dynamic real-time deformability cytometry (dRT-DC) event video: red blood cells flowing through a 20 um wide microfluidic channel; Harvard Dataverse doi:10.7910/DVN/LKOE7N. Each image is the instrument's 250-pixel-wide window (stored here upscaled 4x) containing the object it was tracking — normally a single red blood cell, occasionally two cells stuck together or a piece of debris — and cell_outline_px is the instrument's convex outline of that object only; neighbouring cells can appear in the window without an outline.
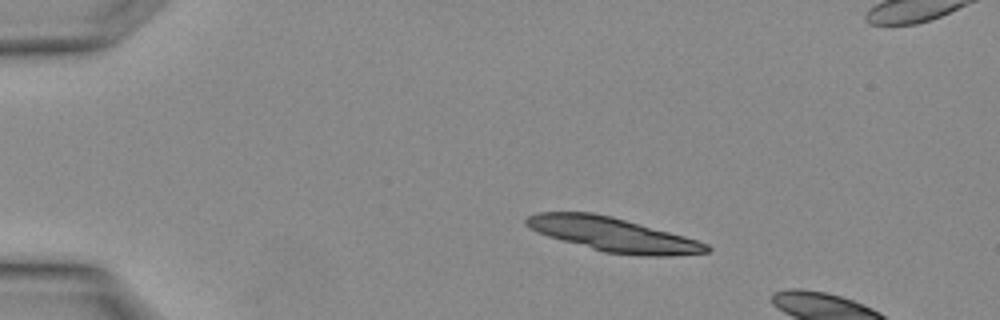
{"species": "Egyptian fruit bat (a non-hibernating species)", "species_latin": "Rousettus aegyptiacus", "temperature_condition": "warm", "stored_images_in_passage": 3, "camera_frame_rate_fps": 3000, "um_per_image_px": 0.085, "animal": {"sex": "female"}, "frame": {"image": 1, "passage_image": 1, "time_ms": 0.0, "image_size_px": [1000, 320], "cell_outline_px": [[712, 248], [708, 252], [668, 256], [644, 256], [604, 252], [548, 236], [536, 232], [528, 228], [524, 224], [524, 220], [528, 216], [536, 212], [592, 212], [612, 216], [684, 236], [708, 244]], "centroid_in_image_um": [52.07, 19.92], "position_along_channel_um": 32.9, "area_um2": 35.6}}